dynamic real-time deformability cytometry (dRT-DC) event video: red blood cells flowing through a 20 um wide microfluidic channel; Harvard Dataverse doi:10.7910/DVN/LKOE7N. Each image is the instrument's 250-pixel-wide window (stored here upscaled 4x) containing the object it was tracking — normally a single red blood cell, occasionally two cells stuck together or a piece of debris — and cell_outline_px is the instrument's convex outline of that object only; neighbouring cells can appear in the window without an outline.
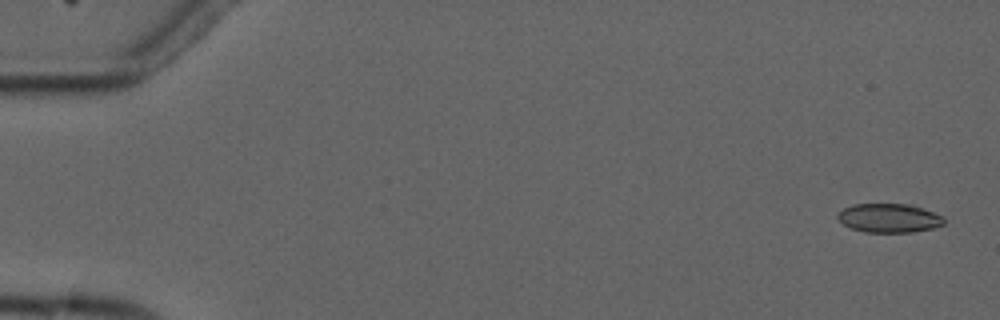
{"species": "common noctule bat (a hibernating species)", "species_latin": "Nyctalus noctula", "temperature_condition": "cold", "stored_images_in_passage": 6, "camera_frame_rate_fps": 3000, "um_per_image_px": 0.085, "animal": {"sex": "male", "forearm_length_mm": 52.5}, "frame": {"image": 1, "passage_image": 1, "time_ms": 0.0, "image_size_px": [1000, 320], "cell_outline_px": [[944, 224], [932, 228], [912, 232], [864, 232], [852, 228], [844, 224], [836, 216], [844, 208], [852, 204], [912, 204], [944, 216]], "centroid_in_image_um": [75.59, 18.53], "position_along_channel_um": 9.4, "area_um2": 17.86}}